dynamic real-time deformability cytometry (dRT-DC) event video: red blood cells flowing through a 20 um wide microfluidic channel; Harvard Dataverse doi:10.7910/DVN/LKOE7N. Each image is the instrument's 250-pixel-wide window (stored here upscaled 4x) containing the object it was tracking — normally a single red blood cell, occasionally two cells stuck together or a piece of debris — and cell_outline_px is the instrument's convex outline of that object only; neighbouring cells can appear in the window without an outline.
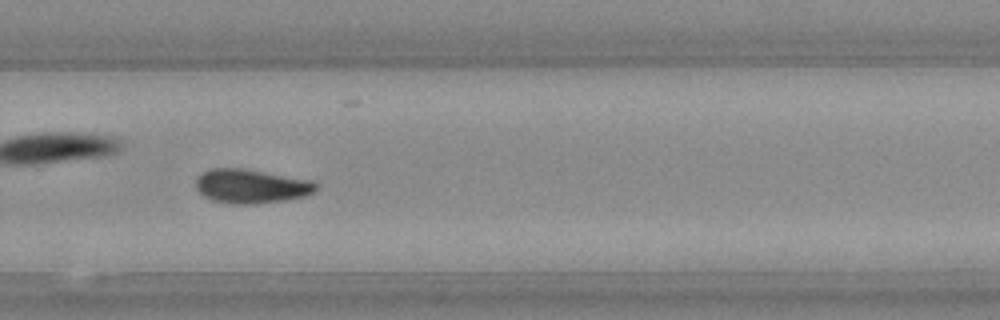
{"species": "Egyptian fruit bat (a non-hibernating species)", "species_latin": "Rousettus aegyptiacus", "temperature_condition": "warm", "stored_images_in_passage": 27, "camera_frame_rate_fps": 3000, "um_per_image_px": 0.085, "animal": {"sex": "female"}, "frame": {"image": 1, "passage_image": 16, "time_ms": 5.0, "image_size_px": [1000, 320], "cell_outline_px": [[316, 188], [312, 192], [304, 196], [284, 200], [256, 204], [232, 204], [212, 200], [204, 196], [196, 188], [196, 176], [212, 168], [240, 168], [308, 180], [316, 184]], "centroid_in_image_um": [21.27, 15.84], "position_along_channel_um": 308.5, "area_um2": 23.41}}